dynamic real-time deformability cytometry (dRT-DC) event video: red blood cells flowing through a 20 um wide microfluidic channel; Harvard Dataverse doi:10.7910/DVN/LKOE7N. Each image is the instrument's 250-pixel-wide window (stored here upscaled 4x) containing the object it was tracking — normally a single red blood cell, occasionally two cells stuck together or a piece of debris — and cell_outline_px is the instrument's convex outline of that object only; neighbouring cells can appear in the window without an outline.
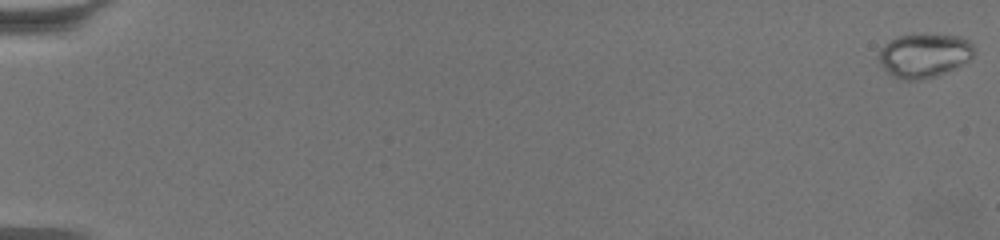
{"species": "common noctule bat (a hibernating species)", "species_latin": "Nyctalus noctula", "temperature_condition": "warm", "stored_images_in_passage": 65, "camera_frame_rate_fps": 3000, "um_per_image_px": 0.085, "animal": {"sex": "female", "body_mass_g": 19.5, "forearm_length_mm": 54.1}, "frame": {"image": 1, "passage_image": 1, "time_ms": 0.0, "image_size_px": [1000, 240], "cell_outline_px": [[976, 52], [968, 60], [936, 76], [916, 80], [900, 80], [892, 76], [884, 68], [880, 60], [880, 48], [884, 44], [900, 36], [924, 32], [960, 36], [968, 40], [976, 48]], "centroid_in_image_um": [78.58, 4.67], "position_along_channel_um": 6.4, "area_um2": 24.57}}
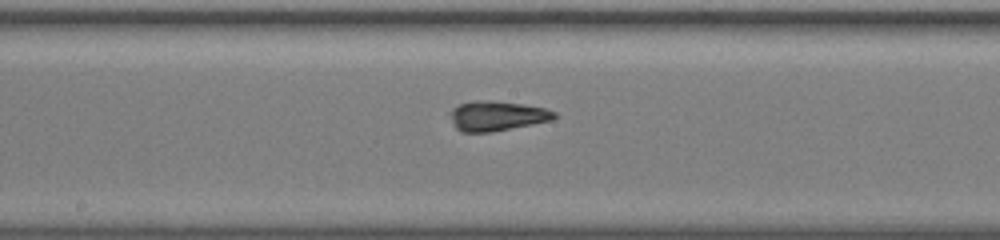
{"frame": {"image": 2, "passage_image": 37, "time_ms": 12.0, "image_size_px": [1000, 240], "cell_outline_px": [[556, 116], [552, 120], [492, 132], [460, 132], [456, 128], [452, 120], [452, 108], [460, 104], [476, 100], [488, 100], [520, 104], [544, 108], [556, 112]], "centroid_in_image_um": [42.24, 9.86], "position_along_channel_um": 206.0, "area_um2": 17.8}}
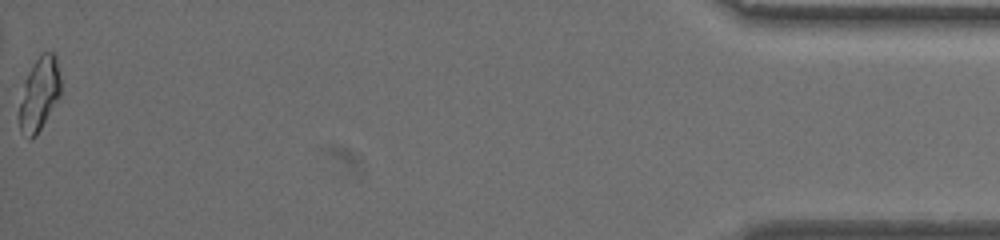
{"frame": {"image": 3, "passage_image": 65, "time_ms": 21.333, "image_size_px": [1000, 240], "cell_outline_px": [[60, 96], [36, 136], [32, 140], [28, 140], [20, 132], [20, 104], [24, 84], [28, 72], [36, 60], [44, 52], [52, 52], [56, 56], [60, 76]], "centroid_in_image_um": [3.35, 8.03], "position_along_channel_um": 431.9, "area_um2": 17.51}, "authors_computed_cell_mechanics": {"area_um2": 17.918, "velocity_mm_per_s": 3.367, "shape_relaxation_time_tau1_ms": 7.9639, "shape_relaxation_time_tau2_ms": 1.3219, "deformation_change_tau1": 0.2366, "deformation_change_tau2": 0.0909}}